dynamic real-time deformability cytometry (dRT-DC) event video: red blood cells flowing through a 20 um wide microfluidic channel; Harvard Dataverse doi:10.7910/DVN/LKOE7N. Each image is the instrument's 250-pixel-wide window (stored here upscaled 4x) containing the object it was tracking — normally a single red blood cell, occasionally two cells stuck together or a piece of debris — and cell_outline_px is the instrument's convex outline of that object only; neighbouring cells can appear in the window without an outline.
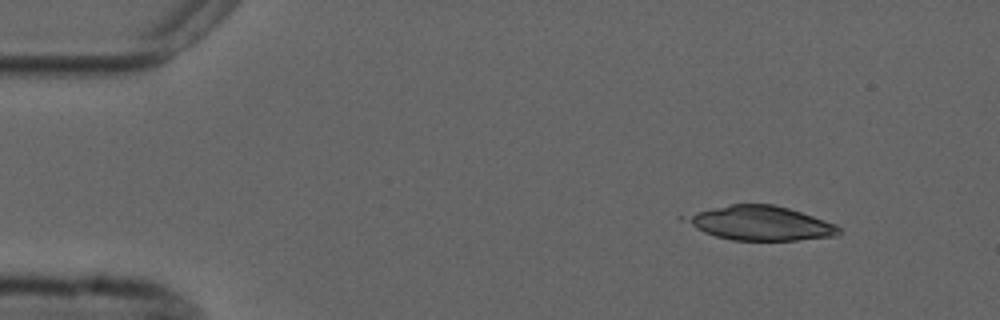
{"species": "common noctule bat (a hibernating species)", "species_latin": "Nyctalus noctula", "temperature_condition": "cold", "stored_images_in_passage": 6, "camera_frame_rate_fps": 3000, "um_per_image_px": 0.085, "animal": {"sex": "male", "forearm_length_mm": 52.5}, "frame": {"image": 1, "passage_image": 1, "time_ms": 0.0, "image_size_px": [1000, 320], "cell_outline_px": [[844, 232], [840, 236], [796, 240], [732, 240], [716, 236], [704, 232], [680, 220], [676, 216], [732, 204], [772, 204], [788, 208], [836, 224]], "centroid_in_image_um": [64.61, 18.97], "position_along_channel_um": 20.4, "area_um2": 30.87}}